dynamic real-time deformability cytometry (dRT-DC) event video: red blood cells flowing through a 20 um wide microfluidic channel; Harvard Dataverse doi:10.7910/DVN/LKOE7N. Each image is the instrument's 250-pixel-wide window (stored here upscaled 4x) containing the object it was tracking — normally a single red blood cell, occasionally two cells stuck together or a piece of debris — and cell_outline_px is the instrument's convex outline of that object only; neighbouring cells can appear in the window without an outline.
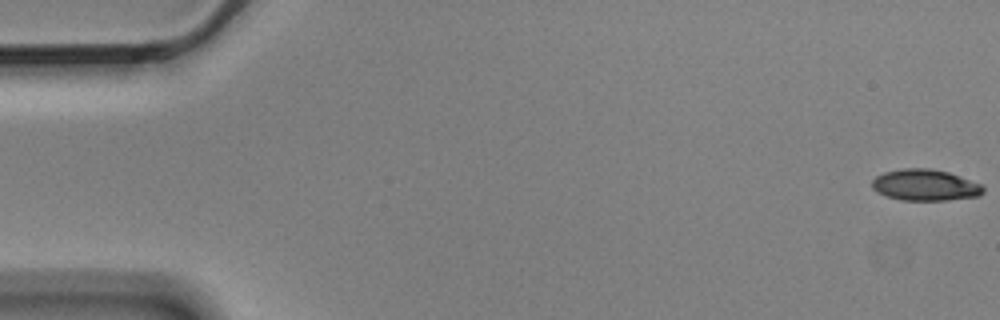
{"species": "Egyptian fruit bat (a non-hibernating species)", "species_latin": "Rousettus aegyptiacus", "temperature_condition": "cold", "stored_images_in_passage": 4, "camera_frame_rate_fps": 3000, "um_per_image_px": 0.085, "animal": {"sex": "male"}, "frame": {"image": 1, "passage_image": 1, "time_ms": 0.0, "image_size_px": [1000, 320], "cell_outline_px": [[984, 192], [980, 196], [948, 200], [900, 200], [876, 192], [872, 188], [872, 180], [876, 176], [884, 172], [904, 168], [928, 168], [948, 172], [980, 184], [984, 188]], "centroid_in_image_um": [78.62, 15.73], "position_along_channel_um": 6.4, "area_um2": 20.23}}
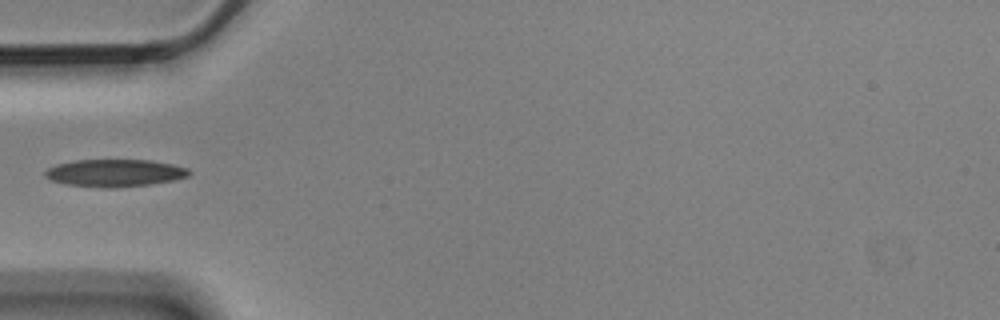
{"frame": {"image": 2, "passage_image": 4, "time_ms": 1.0, "image_size_px": [1000, 320], "cell_outline_px": [[192, 172], [188, 176], [172, 180], [148, 184], [116, 188], [104, 188], [64, 184], [52, 180], [44, 176], [44, 172], [48, 168], [56, 164], [76, 160], [148, 160], [172, 164], [188, 168]], "centroid_in_image_um": [9.73, 14.7], "position_along_channel_um": 75.3, "area_um2": 22.95}}